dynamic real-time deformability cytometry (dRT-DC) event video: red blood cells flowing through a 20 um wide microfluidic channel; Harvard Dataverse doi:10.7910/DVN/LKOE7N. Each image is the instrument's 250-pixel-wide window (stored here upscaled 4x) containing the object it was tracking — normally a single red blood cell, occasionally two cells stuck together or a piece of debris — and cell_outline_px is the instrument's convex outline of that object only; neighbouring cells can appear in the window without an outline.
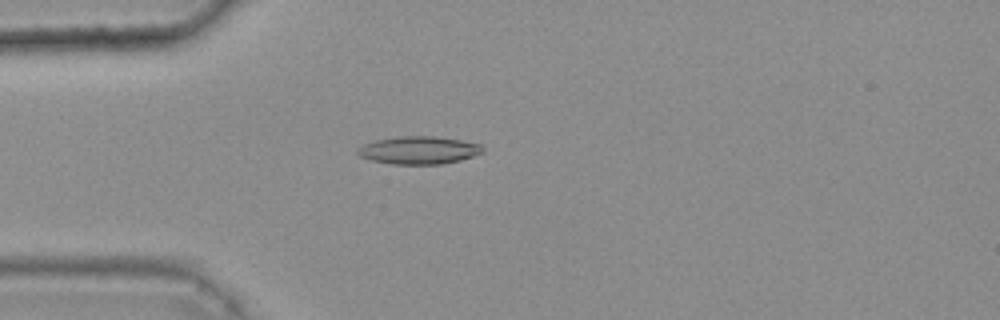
{"species": "common noctule bat (a hibernating species)", "species_latin": "Nyctalus noctula", "temperature_condition": "warm", "stored_images_in_passage": 47, "camera_frame_rate_fps": 3000, "um_per_image_px": 0.085, "animal": {"sex": "female", "body_mass_g": 25.1}, "frame": {"image": 1, "passage_image": 15, "time_ms": 4.667, "image_size_px": [1000, 320], "cell_outline_px": [[484, 152], [460, 160], [440, 164], [392, 164], [372, 160], [360, 156], [356, 152], [364, 144], [376, 140], [396, 136], [432, 136], [460, 140], [480, 144]], "centroid_in_image_um": [35.59, 12.76], "position_along_channel_um": 49.4, "area_um2": 20.0}}
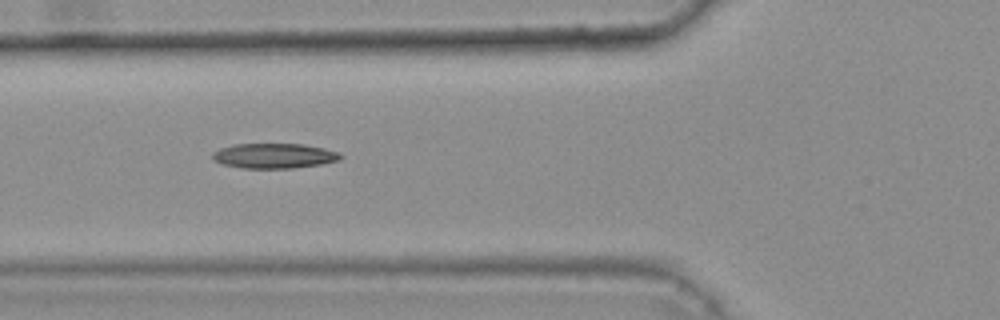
{"frame": {"image": 2, "passage_image": 20, "time_ms": 6.333, "image_size_px": [1000, 320], "cell_outline_px": [[344, 156], [340, 160], [320, 164], [292, 168], [244, 168], [224, 164], [212, 160], [212, 152], [220, 148], [232, 144], [304, 144], [324, 148], [340, 152]], "centroid_in_image_um": [23.31, 13.23], "position_along_channel_um": 102.5, "area_um2": 18.73}}
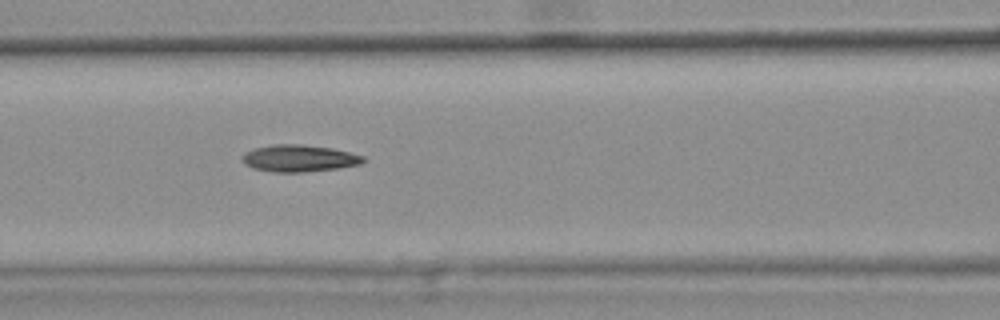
{"frame": {"image": 3, "passage_image": 23, "time_ms": 7.333, "image_size_px": [1000, 320], "cell_outline_px": [[364, 160], [360, 164], [336, 168], [300, 172], [272, 172], [252, 168], [244, 164], [240, 156], [244, 152], [252, 148], [272, 144], [300, 144], [332, 148], [364, 156]], "centroid_in_image_um": [25.33, 13.44], "position_along_channel_um": 141.3, "area_um2": 19.02}, "authors_computed_cell_mechanics": {"area_um2": 18.7272, "velocity_mm_per_s": 3.8358, "shape_relaxation_time_tau1_ms": null, "shape_relaxation_time_tau2_ms": 7.4192, "deformation_change_tau1": null, "deformation_change_tau2": 0.1942}}